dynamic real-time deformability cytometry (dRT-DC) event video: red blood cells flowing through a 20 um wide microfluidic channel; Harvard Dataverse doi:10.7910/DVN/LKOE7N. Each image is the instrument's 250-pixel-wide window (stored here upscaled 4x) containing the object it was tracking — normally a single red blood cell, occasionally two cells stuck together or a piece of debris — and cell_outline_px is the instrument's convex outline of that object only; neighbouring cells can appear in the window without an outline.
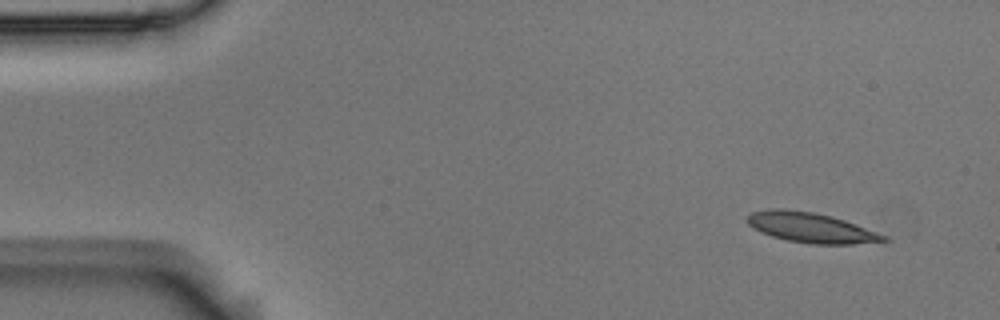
{"species": "Egyptian fruit bat (a non-hibernating species)", "species_latin": "Rousettus aegyptiacus", "temperature_condition": "room temperature", "stored_images_in_passage": 14, "camera_frame_rate_fps": 3000, "um_per_image_px": 0.085, "animal": {"sex": "male"}, "frame": {"image": 1, "passage_image": 1, "time_ms": 0.0, "image_size_px": [1000, 320], "cell_outline_px": [[888, 240], [852, 244], [808, 244], [788, 240], [772, 236], [760, 232], [752, 228], [744, 220], [752, 212], [772, 208], [784, 208], [812, 212], [832, 216], [856, 224], [888, 236]], "centroid_in_image_um": [68.88, 19.34], "position_along_channel_um": 16.1, "area_um2": 23.93}}
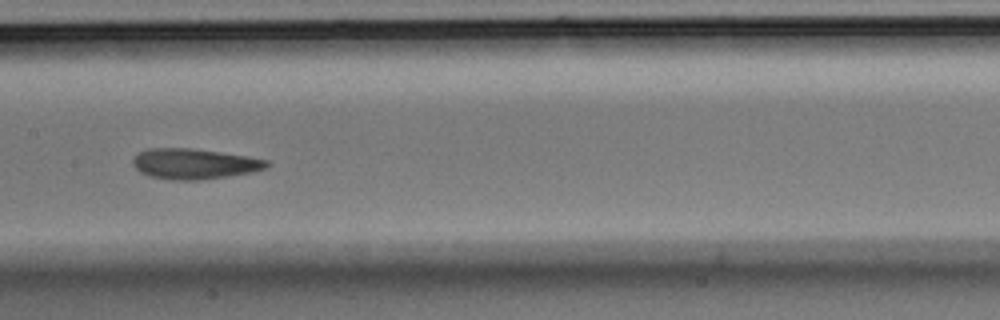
{"frame": {"image": 2, "passage_image": 7, "time_ms": 2.0, "image_size_px": [1000, 320], "cell_outline_px": [[268, 164], [264, 168], [252, 172], [228, 176], [200, 180], [172, 180], [152, 176], [140, 172], [132, 164], [132, 160], [140, 152], [148, 148], [192, 148], [248, 156], [268, 160]], "centroid_in_image_um": [16.5, 13.92], "position_along_channel_um": 190.9, "area_um2": 23.58}}
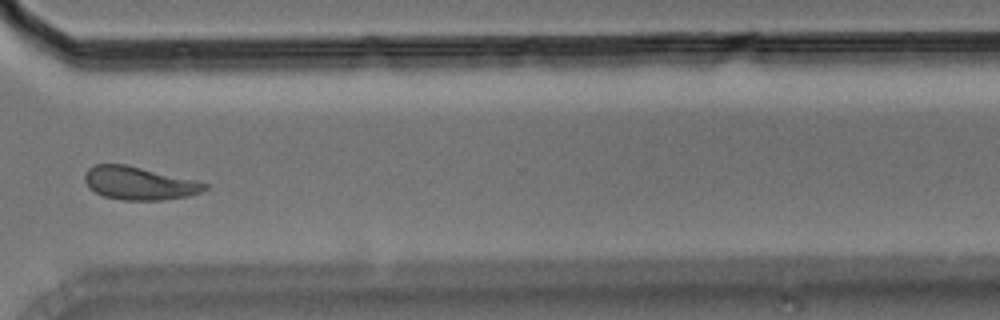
{"frame": {"image": 3, "passage_image": 11, "time_ms": 3.333, "image_size_px": [1000, 320], "cell_outline_px": [[208, 188], [200, 192], [188, 196], [164, 200], [124, 200], [104, 196], [88, 188], [84, 180], [84, 172], [88, 168], [96, 164], [124, 164], [192, 180], [208, 184]], "centroid_in_image_um": [11.77, 15.58], "position_along_channel_um": 358.8, "area_um2": 22.83}}